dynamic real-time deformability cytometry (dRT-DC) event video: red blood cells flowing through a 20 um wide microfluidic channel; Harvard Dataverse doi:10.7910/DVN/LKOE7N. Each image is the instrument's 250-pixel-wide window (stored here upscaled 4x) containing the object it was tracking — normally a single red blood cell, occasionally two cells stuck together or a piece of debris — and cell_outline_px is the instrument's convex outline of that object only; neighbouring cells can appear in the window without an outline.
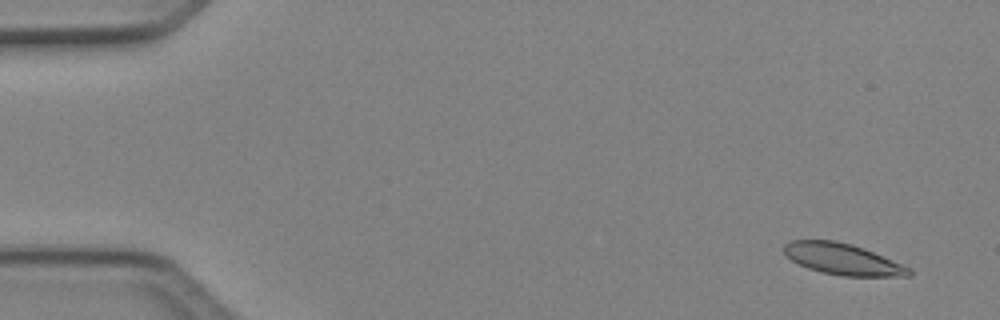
{"species": "Egyptian fruit bat (a non-hibernating species)", "species_latin": "Rousettus aegyptiacus", "temperature_condition": "cold", "stored_images_in_passage": 4, "camera_frame_rate_fps": 3000, "um_per_image_px": 0.085, "animal": {"sex": "female"}, "frame": {"image": 1, "passage_image": 1, "time_ms": 0.0, "image_size_px": [1000, 320], "cell_outline_px": [[912, 276], [844, 276], [820, 272], [808, 268], [792, 260], [784, 252], [784, 244], [792, 240], [836, 240], [852, 244], [864, 248], [912, 268]], "centroid_in_image_um": [71.66, 22.02], "position_along_channel_um": 13.3, "area_um2": 22.77}}
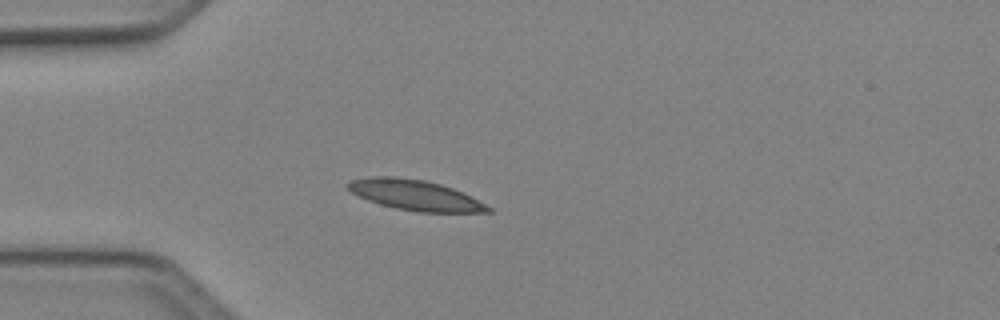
{"frame": {"image": 2, "passage_image": 4, "time_ms": 1.0, "image_size_px": [1000, 320], "cell_outline_px": [[492, 212], [420, 212], [396, 208], [380, 204], [368, 200], [352, 192], [344, 184], [352, 180], [372, 176], [392, 176], [424, 180], [440, 184], [464, 192], [472, 196], [492, 208]], "centroid_in_image_um": [35.31, 16.58], "position_along_channel_um": 49.7, "area_um2": 24.68}}